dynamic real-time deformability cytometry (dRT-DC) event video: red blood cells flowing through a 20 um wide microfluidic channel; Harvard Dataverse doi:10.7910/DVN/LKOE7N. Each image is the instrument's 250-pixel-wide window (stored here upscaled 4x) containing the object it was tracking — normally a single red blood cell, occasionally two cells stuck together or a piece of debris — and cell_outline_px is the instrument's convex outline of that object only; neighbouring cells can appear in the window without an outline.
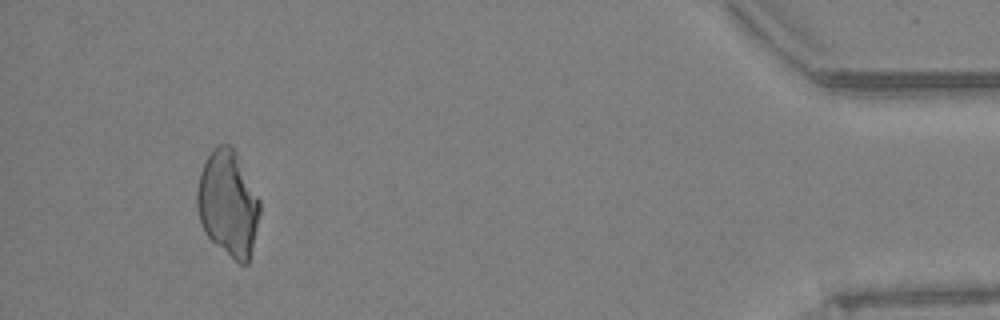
{"species": "Egyptian fruit bat (a non-hibernating species)", "species_latin": "Rousettus aegyptiacus", "temperature_condition": "warm", "stored_images_in_passage": 61, "camera_frame_rate_fps": 3000, "um_per_image_px": 0.085, "animal": {"sex": "female"}, "frame": {"image": 1, "passage_image": 57, "time_ms": 18.667, "image_size_px": [1000, 320], "cell_outline_px": [[260, 212], [248, 264], [240, 264], [216, 244], [204, 232], [196, 208], [196, 192], [200, 172], [204, 160], [212, 148], [216, 144], [232, 144], [260, 200]], "centroid_in_image_um": [19.36, 17.24], "position_along_channel_um": 415.8, "area_um2": 38.67}}